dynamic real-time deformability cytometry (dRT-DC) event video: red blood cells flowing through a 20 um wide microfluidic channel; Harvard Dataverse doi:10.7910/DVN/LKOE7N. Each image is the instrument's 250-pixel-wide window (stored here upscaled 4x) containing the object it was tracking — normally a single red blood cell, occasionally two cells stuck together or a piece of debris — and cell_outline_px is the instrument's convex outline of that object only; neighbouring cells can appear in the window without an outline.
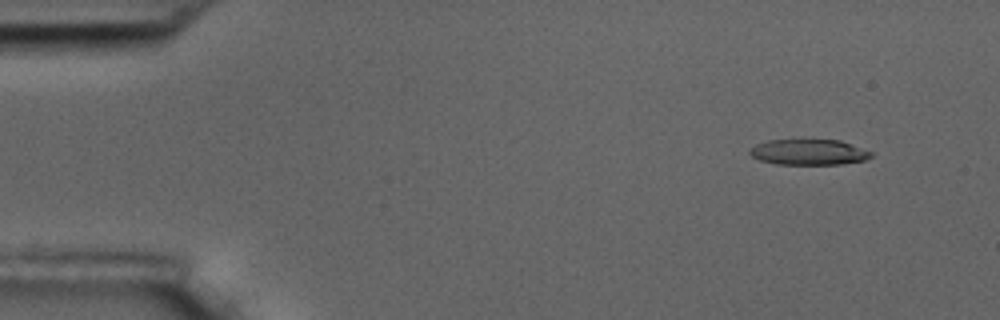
{"species": "common noctule bat (a hibernating species)", "species_latin": "Nyctalus noctula", "temperature_condition": "room temperature", "stored_images_in_passage": 5, "camera_frame_rate_fps": 3000, "um_per_image_px": 0.085, "animal": {"sex": "male", "body_mass_g": 17.5, "forearm_length_mm": 52.3}, "frame": {"image": 1, "passage_image": 2, "time_ms": 1.0, "image_size_px": [1000, 320], "cell_outline_px": [[872, 156], [864, 160], [840, 164], [776, 164], [760, 160], [752, 156], [748, 152], [748, 148], [756, 144], [768, 140], [840, 140], [872, 152]], "centroid_in_image_um": [68.7, 12.93], "position_along_channel_um": 16.3, "area_um2": 18.03}}
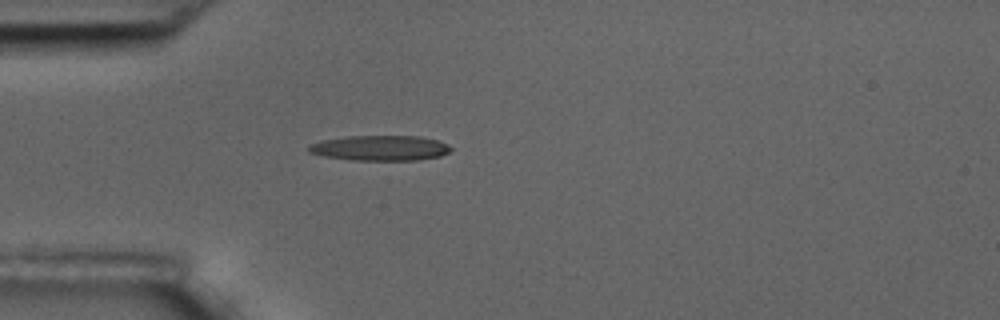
{"frame": {"image": 2, "passage_image": 5, "time_ms": 4.667, "image_size_px": [1000, 320], "cell_outline_px": [[452, 148], [448, 152], [440, 156], [416, 160], [352, 160], [324, 156], [308, 152], [308, 144], [320, 140], [348, 136], [420, 136], [436, 140], [448, 144]], "centroid_in_image_um": [32.27, 12.57], "position_along_channel_um": 52.7, "area_um2": 20.92}}